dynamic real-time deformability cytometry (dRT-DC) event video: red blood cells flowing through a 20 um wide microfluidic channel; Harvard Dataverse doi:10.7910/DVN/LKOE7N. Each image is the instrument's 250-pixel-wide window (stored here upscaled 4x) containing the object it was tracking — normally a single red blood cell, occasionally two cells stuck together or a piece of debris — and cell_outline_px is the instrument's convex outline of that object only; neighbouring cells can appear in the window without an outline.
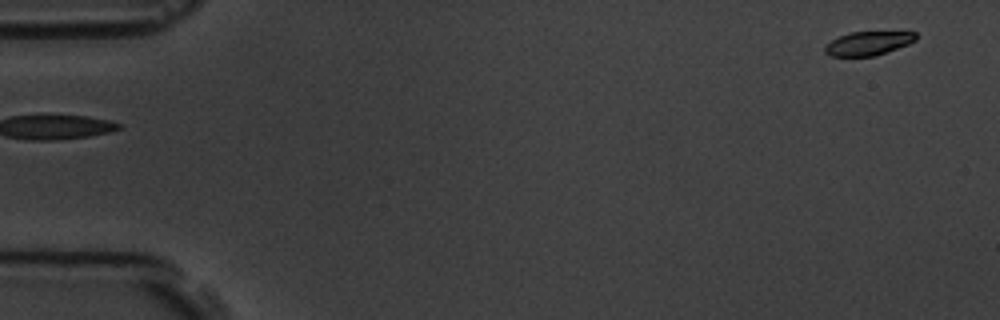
{"species": "common noctule bat (a hibernating species)", "species_latin": "Nyctalus noctula", "temperature_condition": "room temperature", "stored_images_in_passage": 2, "segment_of_instrument_passage": [2, 2], "camera_frame_rate_fps": 3000, "um_per_image_px": 0.085, "animal": {"sex": "male", "body_mass_g": 19.5, "forearm_length_mm": 54.6}, "frame": {"image": 1, "passage_image": 2, "time_ms": 1.333, "image_size_px": [1000, 320], "cell_outline_px": [[916, 40], [908, 44], [872, 56], [832, 56], [824, 52], [824, 48], [832, 40], [848, 32], [916, 32]], "centroid_in_image_um": [73.78, 3.68], "position_along_channel_um": 11.2, "area_um2": 12.31}}